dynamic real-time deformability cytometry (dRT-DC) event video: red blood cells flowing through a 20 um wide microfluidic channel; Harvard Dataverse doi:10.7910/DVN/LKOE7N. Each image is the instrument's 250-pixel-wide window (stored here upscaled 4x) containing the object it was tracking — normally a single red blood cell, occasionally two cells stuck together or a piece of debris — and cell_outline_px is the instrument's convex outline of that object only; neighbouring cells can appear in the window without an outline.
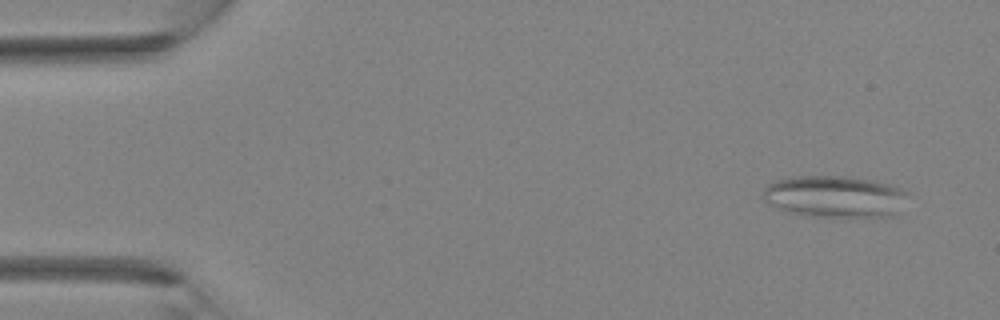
{"species": "Egyptian fruit bat (a non-hibernating species)", "species_latin": "Rousettus aegyptiacus", "temperature_condition": "room temperature", "stored_images_in_passage": 3, "camera_frame_rate_fps": 3000, "um_per_image_px": 0.085, "animal": {"sex": "female"}, "frame": {"image": 1, "passage_image": 1, "time_ms": 0.0, "image_size_px": [1000, 320], "cell_outline_px": [[908, 192], [896, 216], [816, 216], [792, 212], [772, 204], [764, 200], [764, 188], [768, 184], [776, 180], [796, 176], [844, 176], [872, 180], [888, 184], [900, 188]], "centroid_in_image_um": [70.99, 16.69], "position_along_channel_um": 14.0, "area_um2": 34.56}}